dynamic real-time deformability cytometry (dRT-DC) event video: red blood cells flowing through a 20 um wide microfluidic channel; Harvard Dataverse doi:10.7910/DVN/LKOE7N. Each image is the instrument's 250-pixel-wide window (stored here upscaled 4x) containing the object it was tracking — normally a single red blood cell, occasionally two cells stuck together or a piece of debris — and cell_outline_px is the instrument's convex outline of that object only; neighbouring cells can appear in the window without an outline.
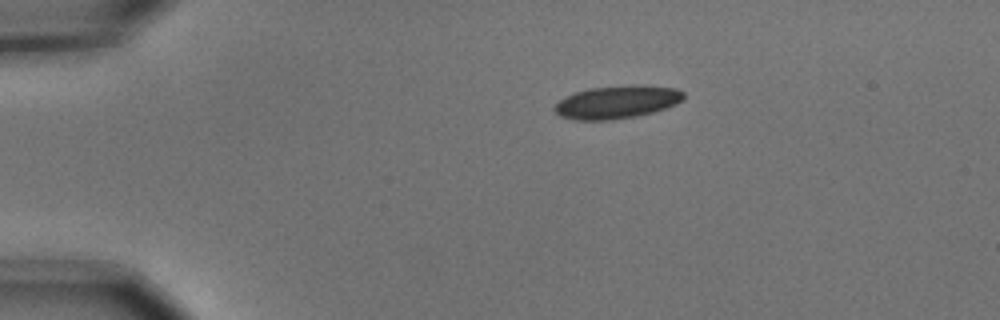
{"species": "common noctule bat (a hibernating species)", "species_latin": "Nyctalus noctula", "temperature_condition": "cold", "stored_images_in_passage": 5, "camera_frame_rate_fps": 3000, "um_per_image_px": 0.085, "animal": {"sex": "male", "body_mass_g": 15.6}, "frame": {"image": 1, "passage_image": 5, "time_ms": 1.333, "image_size_px": [1000, 320], "cell_outline_px": [[684, 100], [676, 104], [652, 112], [636, 116], [612, 120], [572, 120], [560, 116], [552, 108], [560, 100], [576, 92], [588, 88], [632, 84], [644, 84], [676, 88], [684, 92]], "centroid_in_image_um": [52.47, 8.66], "position_along_channel_um": 32.5, "area_um2": 25.03}}